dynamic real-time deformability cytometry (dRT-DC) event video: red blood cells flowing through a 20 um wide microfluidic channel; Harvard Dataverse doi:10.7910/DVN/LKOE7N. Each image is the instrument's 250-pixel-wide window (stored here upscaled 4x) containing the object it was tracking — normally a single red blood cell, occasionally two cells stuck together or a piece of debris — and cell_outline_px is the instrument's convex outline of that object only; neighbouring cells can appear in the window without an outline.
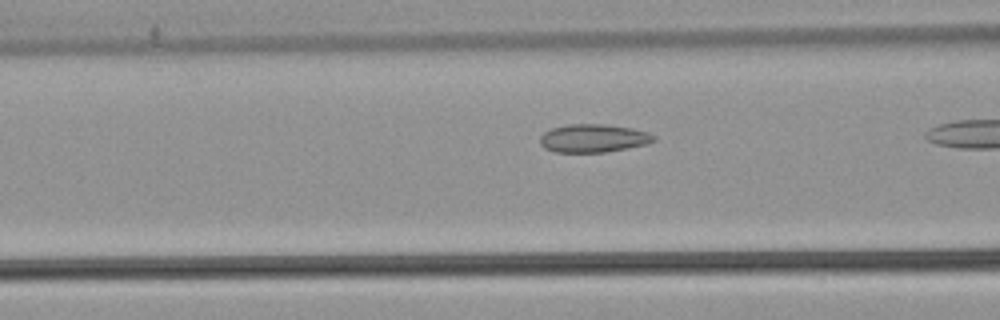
{"species": "common noctule bat (a hibernating species)", "species_latin": "Nyctalus noctula", "temperature_condition": "warm", "stored_images_in_passage": 12, "camera_frame_rate_fps": 3000, "um_per_image_px": 0.085, "animal": {"sex": "male", "body_mass_g": 21.5, "forearm_length_mm": 52.0}, "frame": {"image": 1, "passage_image": 4, "time_ms": 1.0, "image_size_px": [1000, 320], "cell_outline_px": [[656, 140], [648, 144], [628, 148], [604, 152], [556, 152], [544, 148], [540, 144], [540, 136], [544, 132], [552, 128], [568, 124], [608, 124], [632, 128], [648, 132], [656, 136]], "centroid_in_image_um": [50.45, 11.74], "position_along_channel_um": 116.1, "area_um2": 18.84}}
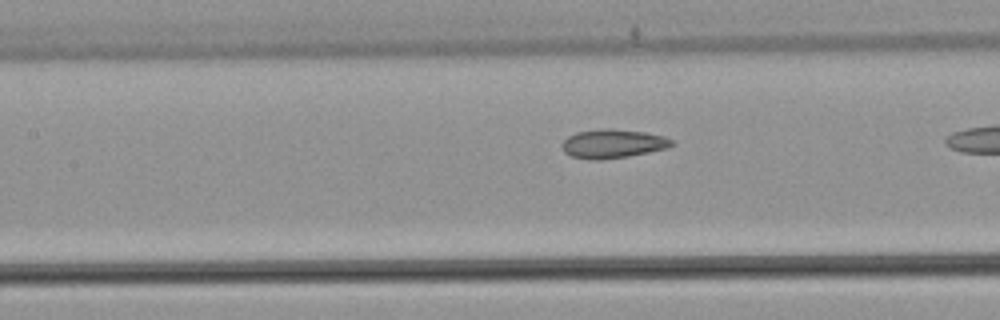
{"frame": {"image": 2, "passage_image": 7, "time_ms": 2.0, "image_size_px": [1000, 320], "cell_outline_px": [[676, 144], [668, 148], [628, 156], [600, 160], [592, 160], [572, 156], [564, 152], [560, 144], [568, 136], [576, 132], [604, 128], [608, 128], [644, 132], [664, 136], [672, 140]], "centroid_in_image_um": [52.08, 12.21], "position_along_channel_um": 155.3, "area_um2": 18.5}}